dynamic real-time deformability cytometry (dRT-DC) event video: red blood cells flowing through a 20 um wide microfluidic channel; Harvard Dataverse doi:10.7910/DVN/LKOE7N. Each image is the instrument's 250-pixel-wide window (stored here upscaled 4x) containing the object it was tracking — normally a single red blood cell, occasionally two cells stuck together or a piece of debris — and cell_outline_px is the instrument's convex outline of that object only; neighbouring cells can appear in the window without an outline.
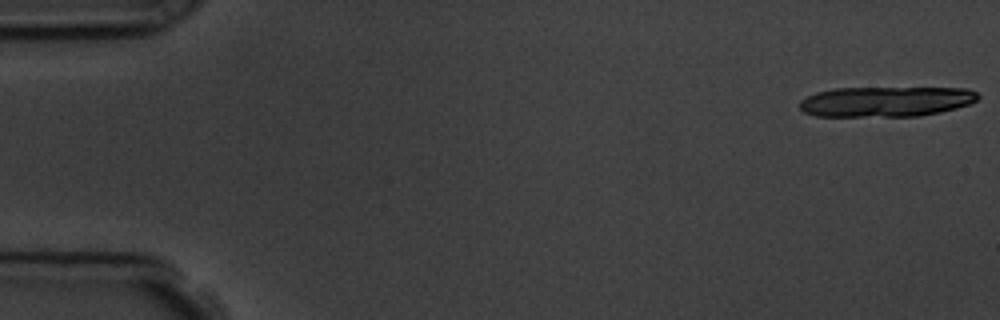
{"species": "common noctule bat (a hibernating species)", "species_latin": "Nyctalus noctula", "temperature_condition": "room temperature", "stored_images_in_passage": 8, "camera_frame_rate_fps": 3000, "um_per_image_px": 0.085, "animal": {"sex": "male", "body_mass_g": 19.5, "forearm_length_mm": 54.6}, "frame": {"image": 1, "passage_image": 1, "time_ms": 0.0, "image_size_px": [1000, 320], "cell_outline_px": [[980, 96], [976, 100], [968, 104], [956, 108], [940, 112], [920, 116], [816, 116], [804, 112], [800, 108], [800, 100], [816, 92], [836, 88], [968, 88], [976, 92]], "centroid_in_image_um": [75.31, 8.63], "position_along_channel_um": 9.7, "area_um2": 31.39}}